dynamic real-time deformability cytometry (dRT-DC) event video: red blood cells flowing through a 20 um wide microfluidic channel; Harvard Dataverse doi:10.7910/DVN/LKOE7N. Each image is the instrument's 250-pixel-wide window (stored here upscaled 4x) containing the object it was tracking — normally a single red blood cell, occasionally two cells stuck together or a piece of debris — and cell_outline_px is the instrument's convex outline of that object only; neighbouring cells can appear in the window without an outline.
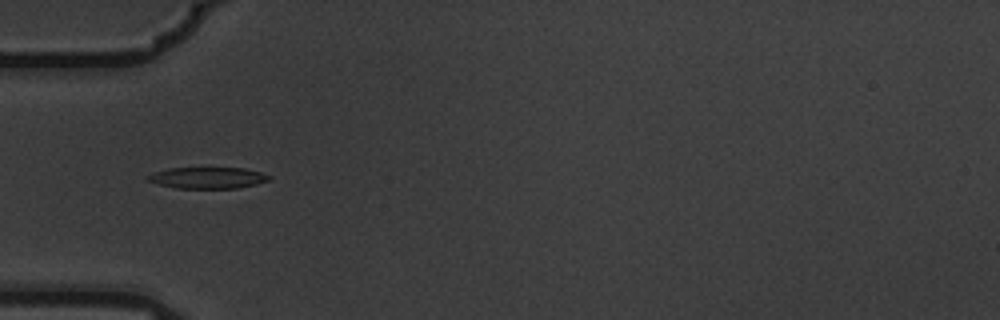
{"species": "common noctule bat (a hibernating species)", "species_latin": "Nyctalus noctula", "temperature_condition": "warm", "stored_images_in_passage": 11, "camera_frame_rate_fps": 3000, "um_per_image_px": 0.085, "animal": {"sex": "male", "body_mass_g": 19.5, "forearm_length_mm": 54.6}, "frame": {"image": 1, "passage_image": 1, "time_ms": 0.0, "image_size_px": [1000, 320], "cell_outline_px": [[272, 180], [256, 184], [236, 188], [176, 188], [144, 180], [144, 176], [168, 168], [244, 168], [260, 172], [272, 176]], "centroid_in_image_um": [17.65, 15.11], "position_along_channel_um": 67.3, "area_um2": 15.14}}
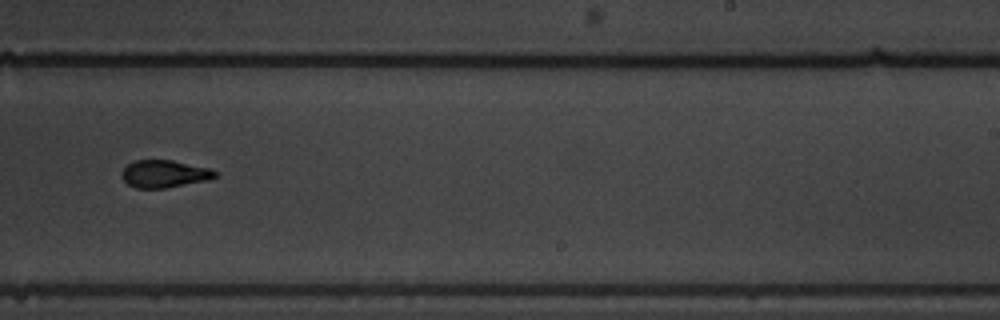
{"frame": {"image": 2, "passage_image": 6, "time_ms": 1.667, "image_size_px": [1000, 320], "cell_outline_px": [[220, 172], [216, 176], [208, 180], [164, 188], [136, 188], [128, 184], [120, 176], [120, 172], [132, 160], [172, 160], [212, 168]], "centroid_in_image_um": [13.98, 14.76], "position_along_channel_um": 275.0, "area_um2": 15.14}}
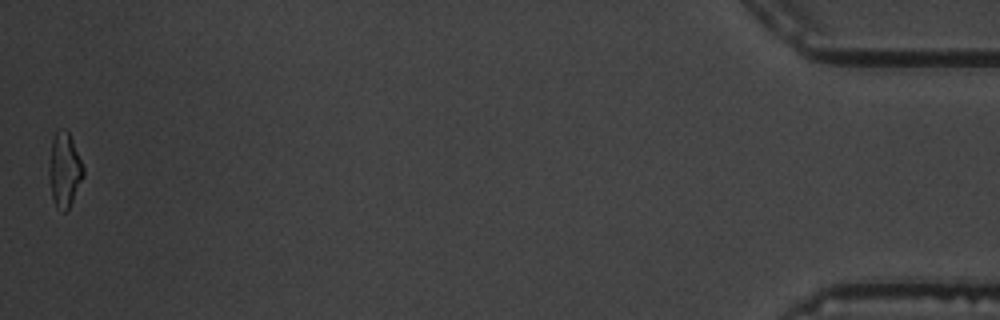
{"frame": {"image": 3, "passage_image": 11, "time_ms": 3.333, "image_size_px": [1000, 320], "cell_outline_px": [[84, 176], [68, 208], [64, 212], [56, 208], [52, 196], [48, 172], [48, 168], [52, 140], [56, 132], [60, 128], [64, 128], [68, 132], [72, 140], [84, 168]], "centroid_in_image_um": [5.46, 14.43], "position_along_channel_um": 429.7, "area_um2": 14.68}}